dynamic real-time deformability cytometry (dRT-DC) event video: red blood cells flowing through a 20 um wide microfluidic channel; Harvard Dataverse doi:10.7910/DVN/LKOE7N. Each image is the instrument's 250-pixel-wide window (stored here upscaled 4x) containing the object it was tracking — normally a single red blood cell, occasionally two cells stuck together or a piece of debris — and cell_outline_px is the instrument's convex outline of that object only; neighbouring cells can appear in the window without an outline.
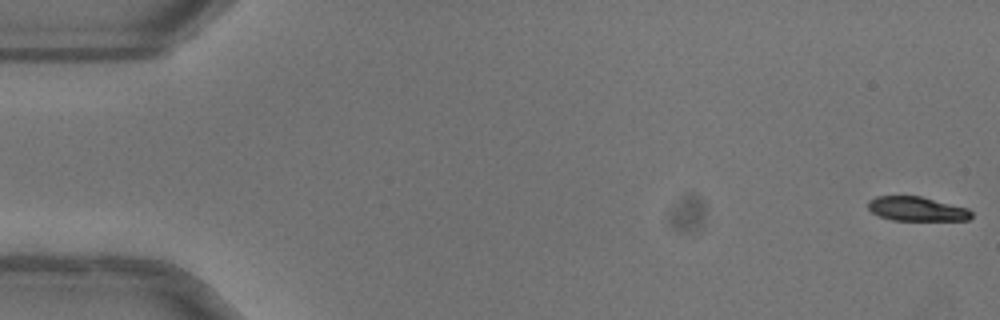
{"species": "common noctule bat (a hibernating species)", "species_latin": "Nyctalus noctula", "temperature_condition": "warm", "stored_images_in_passage": 52, "camera_frame_rate_fps": 3000, "um_per_image_px": 0.085, "animal": {"sex": "female"}, "frame": {"image": 1, "passage_image": 1, "time_ms": 0.0, "image_size_px": [1000, 320], "cell_outline_px": [[972, 216], [968, 220], [892, 220], [880, 216], [872, 212], [868, 208], [868, 200], [876, 196], [920, 196], [968, 208], [972, 212]], "centroid_in_image_um": [77.92, 17.75], "position_along_channel_um": 7.1, "area_um2": 14.57}}
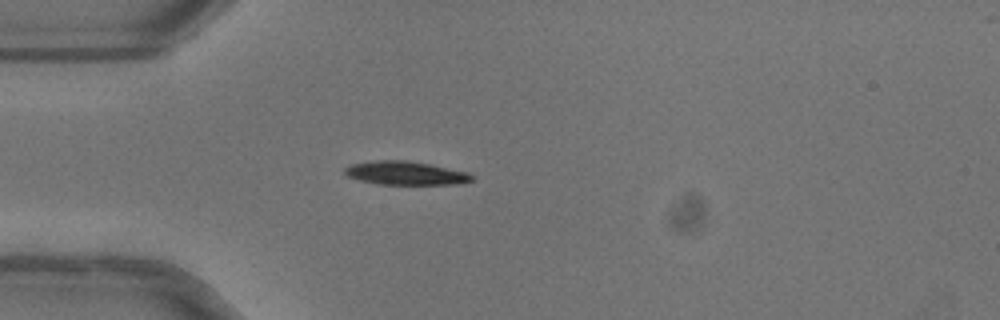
{"frame": {"image": 2, "passage_image": 15, "time_ms": 4.667, "image_size_px": [1000, 320], "cell_outline_px": [[476, 176], [472, 180], [464, 184], [380, 184], [360, 180], [348, 176], [344, 172], [344, 168], [352, 164], [372, 160], [408, 160], [468, 172]], "centroid_in_image_um": [34.51, 14.71], "position_along_channel_um": 50.5, "area_um2": 17.46}}
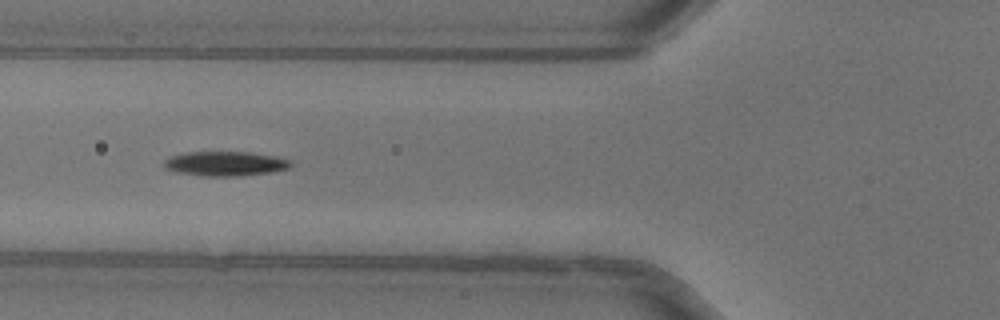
{"frame": {"image": 3, "passage_image": 20, "time_ms": 6.333, "image_size_px": [1000, 320], "cell_outline_px": [[292, 164], [288, 168], [272, 172], [240, 176], [200, 176], [176, 172], [164, 168], [164, 160], [172, 156], [184, 152], [248, 152], [276, 156], [292, 160]], "centroid_in_image_um": [19.15, 13.91], "position_along_channel_um": 106.6, "area_um2": 18.26}, "authors_computed_cell_mechanics": {"area_um2": 17.3978, "velocity_mm_per_s": 4.0361, "shape_relaxation_time_tau1_ms": 4.2959, "shape_relaxation_time_tau2_ms": null, "deformation_change_tau1": 0.166, "deformation_change_tau2": null}}